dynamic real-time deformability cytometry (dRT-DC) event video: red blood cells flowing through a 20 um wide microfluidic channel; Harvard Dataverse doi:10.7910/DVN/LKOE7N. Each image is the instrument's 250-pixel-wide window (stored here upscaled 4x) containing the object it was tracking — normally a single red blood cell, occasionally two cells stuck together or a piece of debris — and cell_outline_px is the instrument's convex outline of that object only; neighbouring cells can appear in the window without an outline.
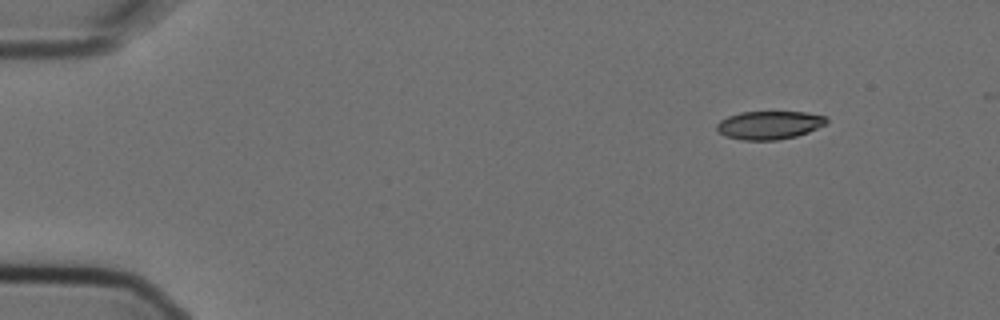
{"species": "Egyptian fruit bat (a non-hibernating species)", "species_latin": "Rousettus aegyptiacus", "temperature_condition": "cold", "stored_images_in_passage": 4, "camera_frame_rate_fps": 3000, "um_per_image_px": 0.085, "animal": {"sex": "female"}, "frame": {"image": 1, "passage_image": 1, "time_ms": 0.0, "image_size_px": [1000, 320], "cell_outline_px": [[828, 124], [808, 132], [796, 136], [776, 140], [740, 140], [724, 136], [716, 128], [716, 124], [720, 120], [728, 116], [740, 112], [804, 112], [828, 116]], "centroid_in_image_um": [65.41, 10.63], "position_along_channel_um": 19.6, "area_um2": 18.26}}
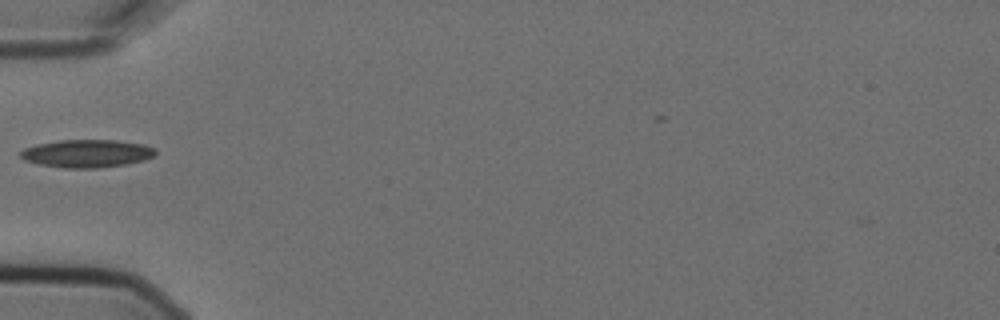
{"frame": {"image": 2, "passage_image": 4, "time_ms": 1.0, "image_size_px": [1000, 320], "cell_outline_px": [[156, 152], [152, 156], [144, 160], [124, 164], [96, 168], [64, 168], [40, 164], [24, 160], [20, 156], [20, 152], [24, 148], [36, 144], [60, 140], [116, 140], [144, 144], [156, 148]], "centroid_in_image_um": [7.37, 13.04], "position_along_channel_um": 77.6, "area_um2": 21.85}}